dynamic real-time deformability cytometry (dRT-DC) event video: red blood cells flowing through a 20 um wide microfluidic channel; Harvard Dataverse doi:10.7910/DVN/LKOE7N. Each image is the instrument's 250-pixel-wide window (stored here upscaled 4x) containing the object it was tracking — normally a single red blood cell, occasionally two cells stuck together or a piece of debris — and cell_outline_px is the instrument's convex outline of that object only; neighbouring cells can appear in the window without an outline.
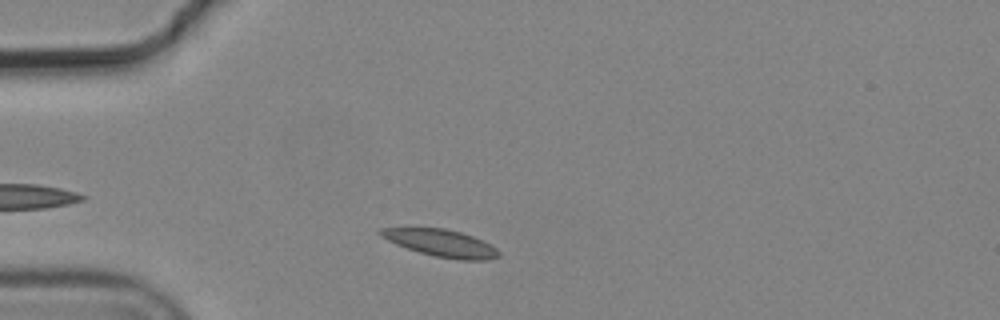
{"species": "common noctule bat (a hibernating species)", "species_latin": "Nyctalus noctula", "temperature_condition": "cold", "stored_images_in_passage": 2, "camera_frame_rate_fps": 3000, "um_per_image_px": 0.085, "animal": {"sex": "male", "body_mass_g": 19.2, "forearm_length_mm": 51.8}, "frame": {"image": 1, "passage_image": 1, "time_ms": 0.0, "image_size_px": [1000, 320], "cell_outline_px": [[500, 256], [488, 260], [460, 260], [432, 256], [396, 244], [380, 236], [376, 232], [380, 228], [444, 228], [460, 232], [472, 236], [496, 248], [500, 252]], "centroid_in_image_um": [37.47, 20.66], "position_along_channel_um": 47.5, "area_um2": 18.55}}